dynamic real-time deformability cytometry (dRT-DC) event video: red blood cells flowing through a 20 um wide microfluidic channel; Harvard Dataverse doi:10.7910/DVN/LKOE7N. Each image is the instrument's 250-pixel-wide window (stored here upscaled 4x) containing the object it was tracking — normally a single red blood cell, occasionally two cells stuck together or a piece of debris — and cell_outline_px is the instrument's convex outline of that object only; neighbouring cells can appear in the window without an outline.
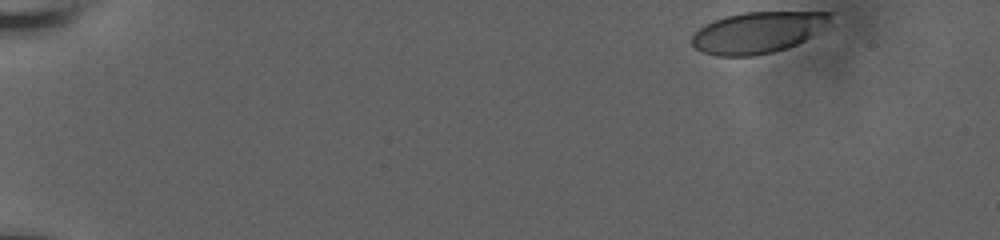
{"species": "human", "species_latin": "Homo sapiens", "temperature_condition": "room temperature", "stored_images_in_passage": 46, "camera_frame_rate_fps": 3000, "um_per_image_px": 0.085, "donor": {"sex": "male"}, "frame": {"image": 1, "passage_image": 1, "time_ms": 0.0, "image_size_px": [1000, 240], "cell_outline_px": [[832, 12], [828, 28], [796, 44], [772, 52], [752, 56], [716, 56], [704, 52], [696, 48], [692, 44], [692, 36], [704, 24], [712, 20], [724, 16], [744, 12]], "centroid_in_image_um": [64.44, 2.74], "position_along_channel_um": 20.6, "area_um2": 33.41}}
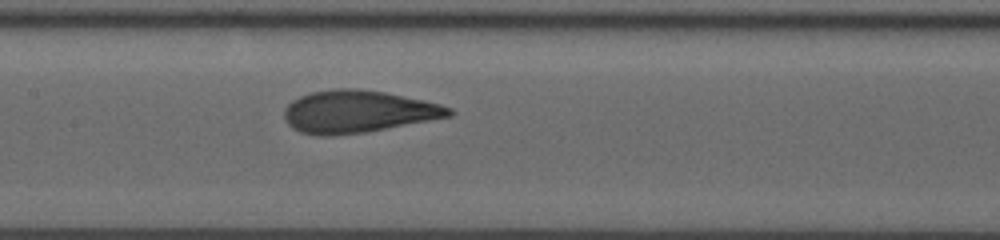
{"frame": {"image": 2, "passage_image": 26, "time_ms": 8.333, "image_size_px": [1000, 240], "cell_outline_px": [[452, 116], [368, 132], [332, 136], [316, 136], [300, 132], [292, 128], [284, 120], [284, 108], [292, 100], [300, 96], [312, 92], [332, 88], [356, 88], [384, 92], [424, 100], [440, 104], [452, 108]], "centroid_in_image_um": [30.39, 9.49], "position_along_channel_um": 177.0, "area_um2": 40.98}}
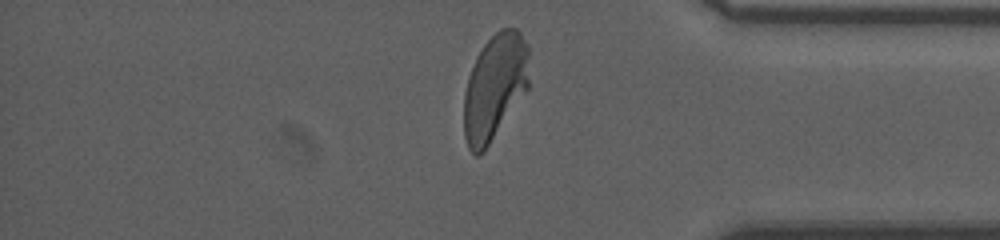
{"frame": {"image": 3, "passage_image": 45, "time_ms": 14.667, "image_size_px": [1000, 240], "cell_outline_px": [[528, 88], [484, 152], [480, 156], [476, 156], [468, 148], [464, 136], [464, 92], [468, 76], [476, 56], [484, 44], [500, 28], [516, 28], [520, 32], [528, 44]], "centroid_in_image_um": [42.04, 7.4], "position_along_channel_um": 393.2, "area_um2": 40.4}, "authors_computed_cell_mechanics": {"area_um2": 39.4196, "velocity_mm_per_s": 3.6393, "shape_relaxation_time_tau1_ms": 3.8909, "shape_relaxation_time_tau2_ms": null, "deformation_change_tau1": 0.1847, "deformation_change_tau2": null}}